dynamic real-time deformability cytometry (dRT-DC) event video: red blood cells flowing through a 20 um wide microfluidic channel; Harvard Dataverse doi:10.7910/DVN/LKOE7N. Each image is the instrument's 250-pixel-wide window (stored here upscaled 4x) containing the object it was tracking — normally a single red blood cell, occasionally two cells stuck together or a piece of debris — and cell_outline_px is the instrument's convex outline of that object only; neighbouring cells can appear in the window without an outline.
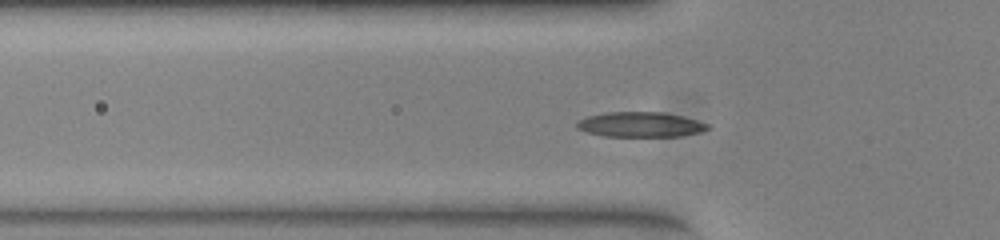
{"species": "common noctule bat (a hibernating species)", "species_latin": "Nyctalus noctula", "temperature_condition": "warm", "stored_images_in_passage": 38, "segment_of_instrument_passage": [1, 2], "camera_frame_rate_fps": 3000, "um_per_image_px": 0.085, "animal": {"sex": "female", "body_mass_g": 23.0, "forearm_length_mm": 53.4}, "frame": {"image": 1, "passage_image": 2, "time_ms": 0.333, "image_size_px": [1000, 240], "cell_outline_px": [[712, 128], [700, 132], [680, 136], [604, 136], [588, 132], [576, 128], [576, 124], [580, 120], [588, 116], [608, 112], [664, 112], [696, 120], [708, 124]], "centroid_in_image_um": [54.45, 10.59], "position_along_channel_um": 71.3, "area_um2": 18.9}}
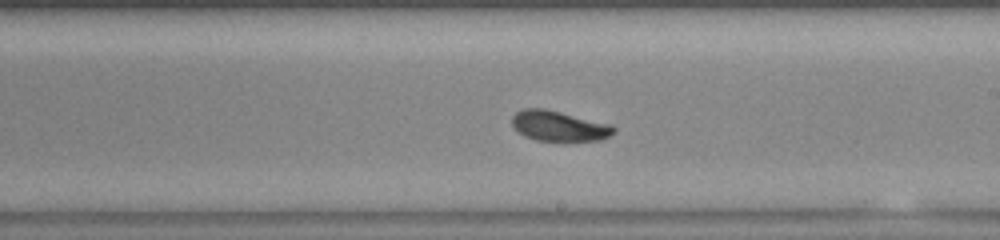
{"frame": {"image": 2, "passage_image": 15, "time_ms": 4.667, "image_size_px": [1000, 240], "cell_outline_px": [[616, 132], [600, 140], [536, 140], [524, 136], [512, 124], [512, 116], [516, 112], [524, 108], [544, 108], [612, 124], [616, 128]], "centroid_in_image_um": [47.53, 10.69], "position_along_channel_um": 241.5, "area_um2": 17.8}}
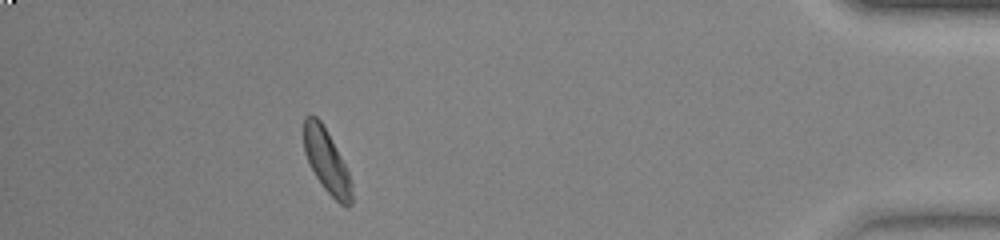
{"frame": {"image": 3, "passage_image": 32, "time_ms": 10.333, "image_size_px": [1000, 240], "cell_outline_px": [[352, 204], [348, 208], [344, 208], [324, 188], [316, 176], [304, 152], [304, 116], [316, 116], [320, 120], [336, 148], [348, 172], [352, 184]], "centroid_in_image_um": [27.78, 13.74], "position_along_channel_um": 407.4, "area_um2": 17.34}}